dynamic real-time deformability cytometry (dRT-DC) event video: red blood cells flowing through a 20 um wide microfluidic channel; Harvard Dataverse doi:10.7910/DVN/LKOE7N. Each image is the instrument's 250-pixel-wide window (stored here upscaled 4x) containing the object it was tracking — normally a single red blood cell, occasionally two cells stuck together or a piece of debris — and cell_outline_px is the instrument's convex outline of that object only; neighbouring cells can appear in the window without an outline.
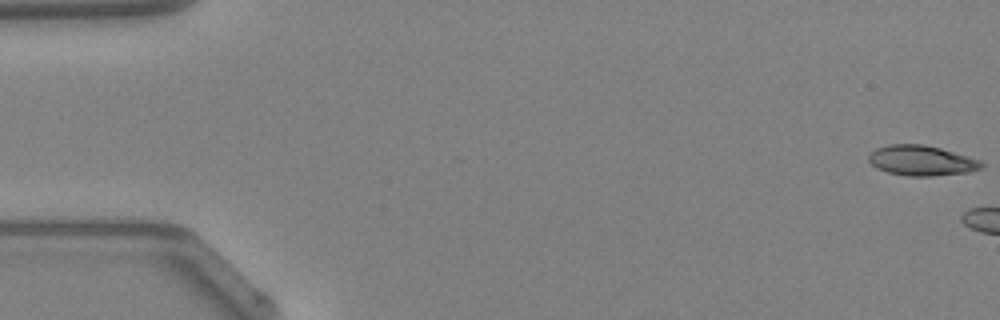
{"species": "Egyptian fruit bat (a non-hibernating species)", "species_latin": "Rousettus aegyptiacus", "temperature_condition": "warm", "stored_images_in_passage": 5, "camera_frame_rate_fps": 3000, "um_per_image_px": 0.085, "animal": {"sex": "female"}, "frame": {"image": 1, "passage_image": 1, "time_ms": 0.0, "image_size_px": [1000, 320], "cell_outline_px": [[984, 164], [980, 168], [968, 172], [932, 176], [908, 176], [888, 172], [876, 168], [868, 160], [868, 156], [876, 148], [888, 144], [924, 144], [940, 148], [968, 156], [980, 160]], "centroid_in_image_um": [78.31, 13.64], "position_along_channel_um": 6.7, "area_um2": 19.77}}